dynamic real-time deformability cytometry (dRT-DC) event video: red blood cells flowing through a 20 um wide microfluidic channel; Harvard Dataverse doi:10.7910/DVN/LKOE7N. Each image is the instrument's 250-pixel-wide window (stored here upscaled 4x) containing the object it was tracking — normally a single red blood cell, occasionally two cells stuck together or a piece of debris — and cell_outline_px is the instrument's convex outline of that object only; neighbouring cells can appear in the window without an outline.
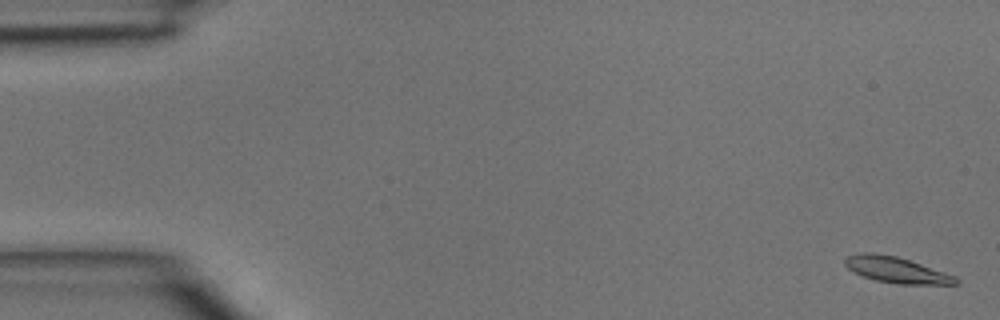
{"species": "common noctule bat (a hibernating species)", "species_latin": "Nyctalus noctula", "temperature_condition": "room temperature", "stored_images_in_passage": 5, "camera_frame_rate_fps": 3000, "um_per_image_px": 0.085, "animal": {"sex": "male", "body_mass_g": 15.6}, "frame": {"image": 1, "passage_image": 1, "time_ms": 0.0, "image_size_px": [1000, 320], "cell_outline_px": [[960, 284], [896, 284], [876, 280], [852, 272], [844, 264], [844, 260], [848, 256], [860, 252], [876, 252], [896, 256], [956, 276], [960, 280]], "centroid_in_image_um": [76.17, 22.94], "position_along_channel_um": 8.8, "area_um2": 16.76}}